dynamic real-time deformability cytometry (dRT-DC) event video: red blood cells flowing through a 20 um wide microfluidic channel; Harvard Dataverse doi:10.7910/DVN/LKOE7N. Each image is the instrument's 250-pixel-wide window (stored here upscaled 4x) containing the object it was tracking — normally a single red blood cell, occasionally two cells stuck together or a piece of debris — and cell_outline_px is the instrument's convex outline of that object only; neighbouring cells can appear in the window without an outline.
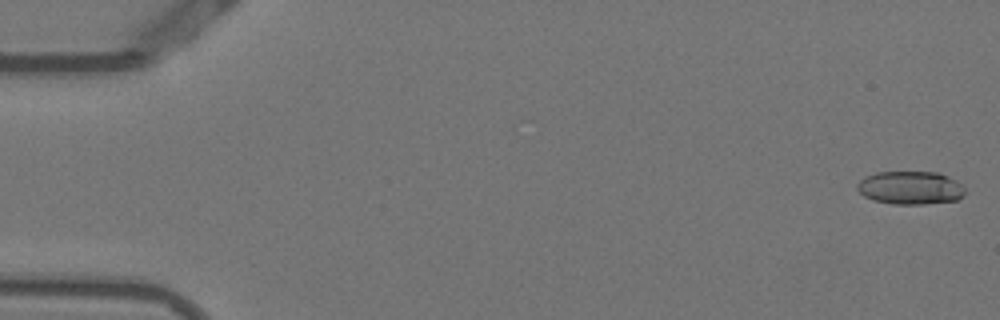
{"species": "Egyptian fruit bat (a non-hibernating species)", "species_latin": "Rousettus aegyptiacus", "temperature_condition": "warm", "stored_images_in_passage": 35, "camera_frame_rate_fps": 3000, "um_per_image_px": 0.085, "animal": {"sex": "female"}, "frame": {"image": 1, "passage_image": 1, "time_ms": 0.0, "image_size_px": [1000, 320], "cell_outline_px": [[964, 196], [956, 200], [924, 204], [892, 204], [872, 200], [864, 196], [856, 188], [856, 184], [864, 176], [876, 172], [936, 172], [948, 176], [956, 180], [964, 188]], "centroid_in_image_um": [77.35, 15.96], "position_along_channel_um": 7.6, "area_um2": 20.98}}
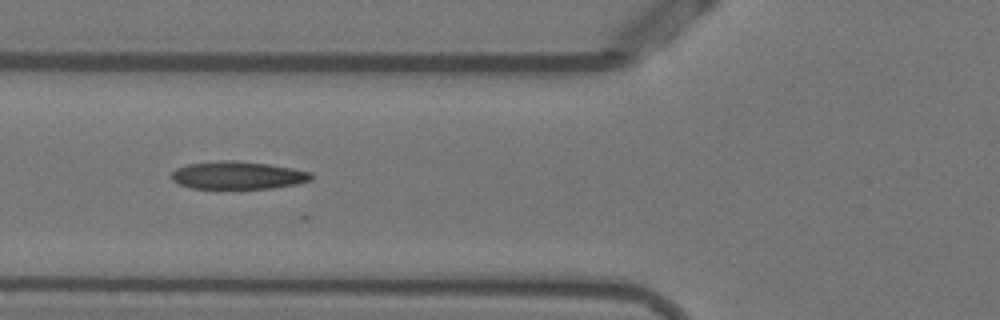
{"frame": {"image": 2, "passage_image": 20, "time_ms": 6.333, "image_size_px": [1000, 320], "cell_outline_px": [[312, 180], [296, 184], [272, 188], [192, 188], [180, 184], [172, 180], [172, 172], [176, 168], [188, 164], [220, 160], [232, 160], [268, 164], [292, 168], [312, 172]], "centroid_in_image_um": [20.23, 14.89], "position_along_channel_um": 105.6, "area_um2": 22.48}}
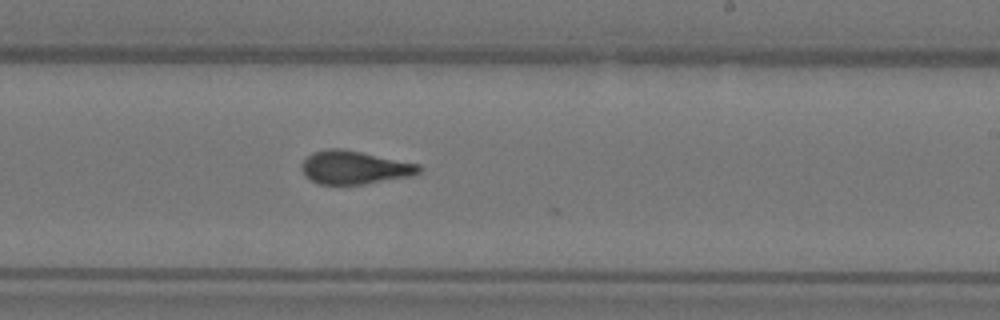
{"frame": {"image": 3, "passage_image": 32, "time_ms": 10.333, "image_size_px": [1000, 320], "cell_outline_px": [[424, 168], [420, 172], [408, 176], [360, 184], [320, 184], [312, 180], [304, 172], [304, 160], [312, 152], [328, 148], [340, 148], [420, 164]], "centroid_in_image_um": [30.16, 14.22], "position_along_channel_um": 258.8, "area_um2": 22.14}}